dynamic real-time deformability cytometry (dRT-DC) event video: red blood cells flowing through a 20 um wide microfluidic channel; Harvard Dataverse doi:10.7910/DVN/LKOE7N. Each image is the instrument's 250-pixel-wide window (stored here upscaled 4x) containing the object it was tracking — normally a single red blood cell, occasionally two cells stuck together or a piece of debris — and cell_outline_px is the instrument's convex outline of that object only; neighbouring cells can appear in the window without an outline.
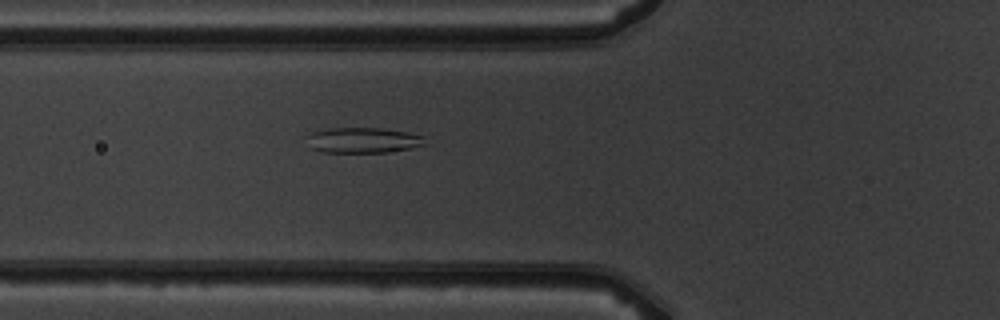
{"species": "common noctule bat (a hibernating species)", "species_latin": "Nyctalus noctula", "temperature_condition": "warm", "stored_images_in_passage": 6, "camera_frame_rate_fps": 3000, "um_per_image_px": 0.085, "animal": {"sex": "male", "body_mass_g": 19.5, "forearm_length_mm": 54.6}, "frame": {"image": 1, "passage_image": 6, "time_ms": 6.0, "image_size_px": [1000, 320], "cell_outline_px": [[424, 144], [412, 148], [384, 152], [324, 152], [308, 148], [304, 136], [312, 132], [324, 128], [380, 128], [408, 132], [424, 136]], "centroid_in_image_um": [30.76, 11.91], "position_along_channel_um": 95.0, "area_um2": 17.74}}